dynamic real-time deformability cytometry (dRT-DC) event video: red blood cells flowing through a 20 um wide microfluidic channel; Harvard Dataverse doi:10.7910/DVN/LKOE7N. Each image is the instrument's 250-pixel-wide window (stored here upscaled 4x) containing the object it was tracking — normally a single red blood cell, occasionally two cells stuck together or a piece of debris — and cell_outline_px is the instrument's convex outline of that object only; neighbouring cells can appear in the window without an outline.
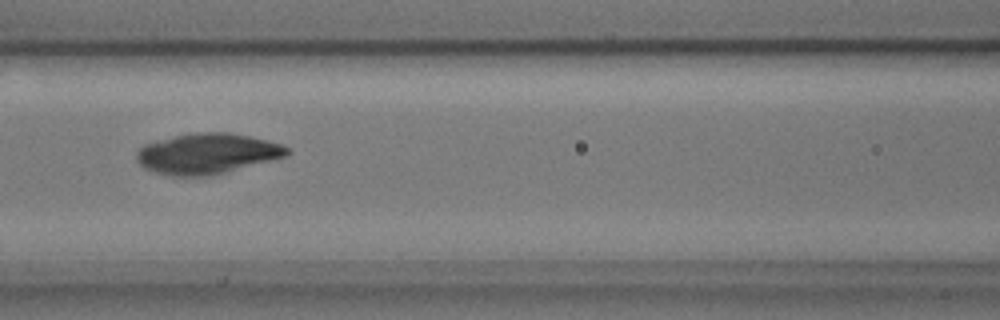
{"species": "common noctule bat (a hibernating species)", "species_latin": "Nyctalus noctula", "temperature_condition": "cold", "stored_images_in_passage": 9, "camera_frame_rate_fps": 3000, "um_per_image_px": 0.085, "animal": {"sex": "male", "body_mass_g": 17.9, "forearm_length_mm": 54.2}, "frame": {"image": 1, "passage_image": 7, "time_ms": 2.0, "image_size_px": [1000, 320], "cell_outline_px": [[292, 152], [288, 156], [212, 176], [172, 176], [156, 172], [144, 168], [136, 160], [136, 152], [144, 144], [176, 136], [196, 132], [228, 132], [268, 140], [280, 144], [288, 148]], "centroid_in_image_um": [17.64, 13.07], "position_along_channel_um": 149.0, "area_um2": 35.6}}
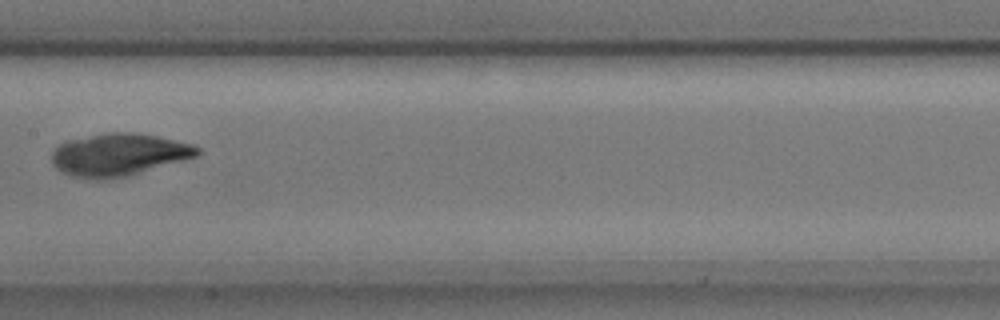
{"frame": {"image": 2, "passage_image": 8, "time_ms": 2.333, "image_size_px": [1000, 320], "cell_outline_px": [[200, 152], [196, 156], [128, 176], [104, 180], [96, 180], [72, 176], [60, 172], [52, 164], [52, 152], [64, 140], [108, 132], [136, 132], [156, 136], [192, 144], [200, 148]], "centroid_in_image_um": [10.04, 13.15], "position_along_channel_um": 197.4, "area_um2": 36.13}}
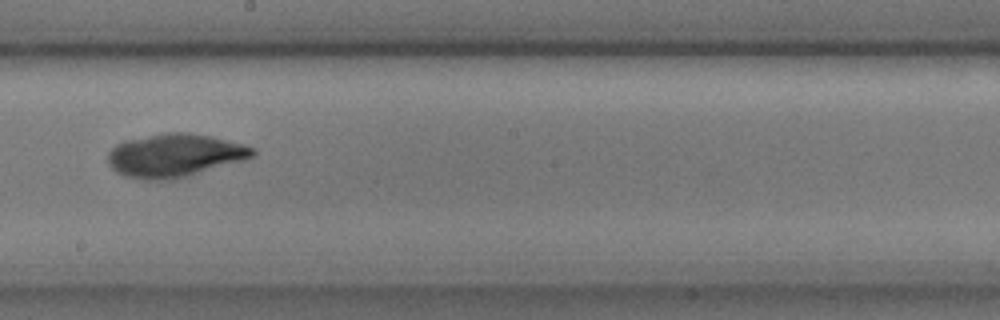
{"frame": {"image": 3, "passage_image": 9, "time_ms": 2.667, "image_size_px": [1000, 320], "cell_outline_px": [[256, 152], [252, 156], [240, 160], [188, 176], [168, 180], [148, 180], [124, 176], [116, 172], [108, 164], [108, 152], [116, 144], [124, 140], [168, 132], [188, 132], [212, 136], [244, 144], [256, 148]], "centroid_in_image_um": [14.81, 13.2], "position_along_channel_um": 233.4, "area_um2": 36.3}}